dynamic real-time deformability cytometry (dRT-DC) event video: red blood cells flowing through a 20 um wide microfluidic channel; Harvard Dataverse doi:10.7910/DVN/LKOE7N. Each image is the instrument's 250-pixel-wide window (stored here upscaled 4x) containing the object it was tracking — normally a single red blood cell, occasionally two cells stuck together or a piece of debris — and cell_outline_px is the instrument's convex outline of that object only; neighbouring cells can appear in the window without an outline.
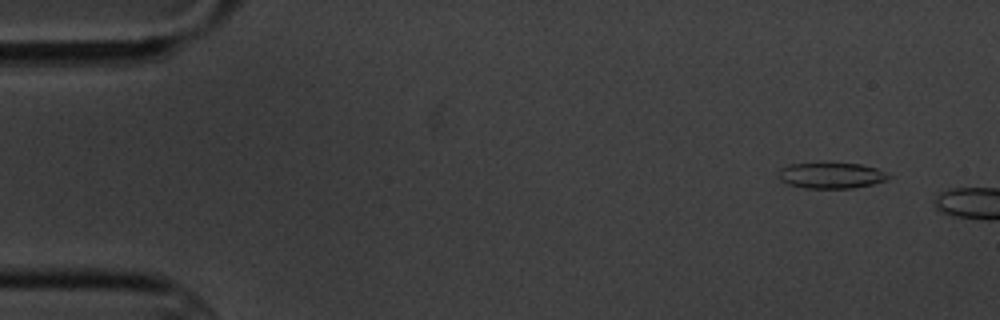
{"species": "common noctule bat (a hibernating species)", "species_latin": "Nyctalus noctula", "temperature_condition": "cold", "stored_images_in_passage": 2, "camera_frame_rate_fps": 3000, "um_per_image_px": 0.085, "animal": {"sex": "male", "body_mass_g": 20.1, "forearm_length_mm": 53.5}, "frame": {"image": 1, "passage_image": 1, "time_ms": 0.0, "image_size_px": [1000, 320], "cell_outline_px": [[892, 176], [888, 180], [872, 184], [852, 188], [804, 188], [788, 184], [780, 180], [776, 176], [780, 168], [788, 164], [824, 160], [832, 160], [860, 164], [876, 168]], "centroid_in_image_um": [70.59, 14.85], "position_along_channel_um": 14.4, "area_um2": 17.63}}